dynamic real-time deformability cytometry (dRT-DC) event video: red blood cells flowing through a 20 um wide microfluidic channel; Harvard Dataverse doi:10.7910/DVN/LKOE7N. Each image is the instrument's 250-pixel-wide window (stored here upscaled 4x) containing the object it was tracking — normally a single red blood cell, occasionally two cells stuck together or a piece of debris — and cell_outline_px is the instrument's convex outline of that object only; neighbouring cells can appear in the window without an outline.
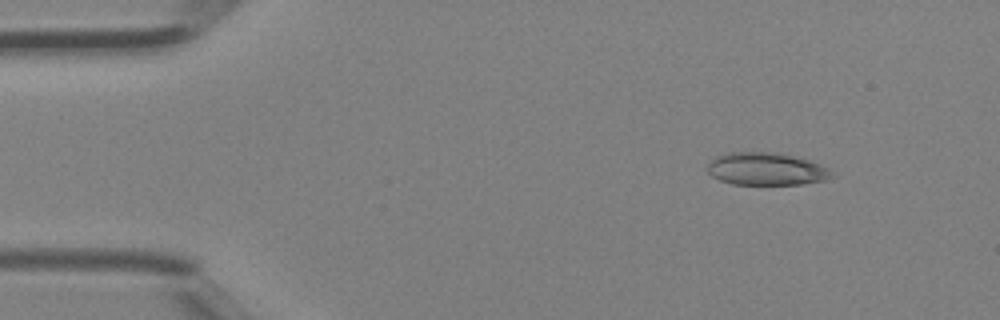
{"species": "Egyptian fruit bat (a non-hibernating species)", "species_latin": "Rousettus aegyptiacus", "temperature_condition": "room temperature", "stored_images_in_passage": 43, "camera_frame_rate_fps": 3000, "um_per_image_px": 0.085, "animal": {"sex": "female"}, "frame": {"image": 1, "passage_image": 6, "time_ms": 1.667, "image_size_px": [1000, 320], "cell_outline_px": [[836, 176], [828, 180], [800, 184], [732, 184], [720, 180], [712, 176], [708, 172], [708, 164], [712, 156], [724, 152], [780, 152], [808, 160], [820, 164], [828, 168]], "centroid_in_image_um": [65.12, 14.35], "position_along_channel_um": 19.9, "area_um2": 23.99}}
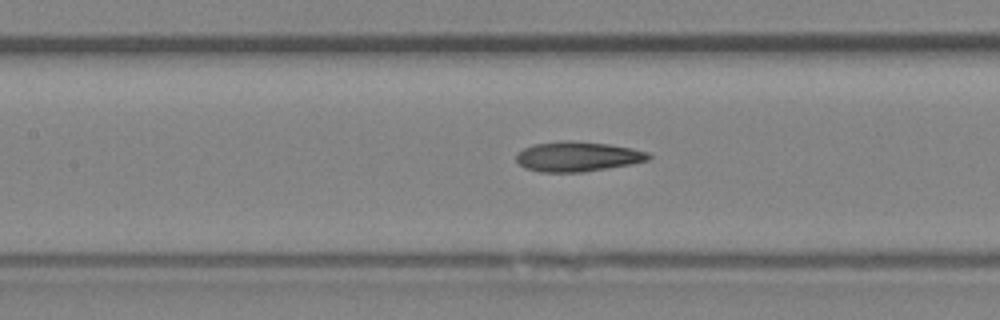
{"frame": {"image": 2, "passage_image": 20, "time_ms": 6.333, "image_size_px": [1000, 320], "cell_outline_px": [[652, 156], [648, 160], [632, 164], [584, 172], [540, 172], [524, 168], [516, 160], [516, 152], [532, 144], [564, 140], [572, 140], [608, 144], [632, 148], [648, 152]], "centroid_in_image_um": [49.07, 13.3], "position_along_channel_um": 158.3, "area_um2": 23.29}}
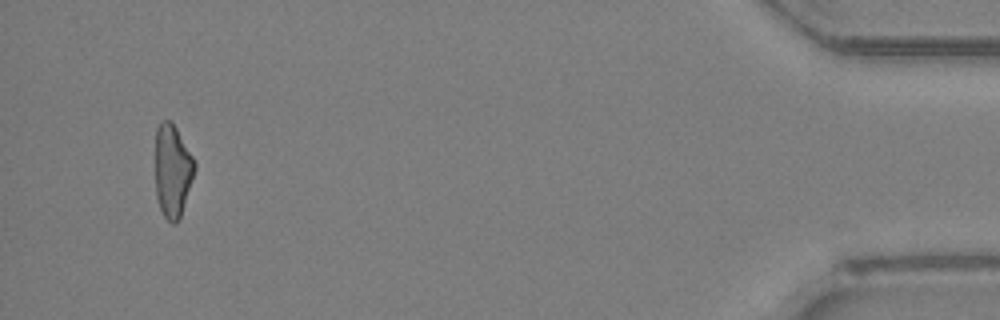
{"frame": {"image": 3, "passage_image": 41, "time_ms": 13.333, "image_size_px": [1000, 320], "cell_outline_px": [[196, 168], [180, 216], [176, 224], [172, 224], [164, 216], [160, 208], [156, 196], [156, 128], [160, 120], [168, 120], [176, 128], [196, 160]], "centroid_in_image_um": [14.67, 14.49], "position_along_channel_um": 420.5, "area_um2": 21.21}}